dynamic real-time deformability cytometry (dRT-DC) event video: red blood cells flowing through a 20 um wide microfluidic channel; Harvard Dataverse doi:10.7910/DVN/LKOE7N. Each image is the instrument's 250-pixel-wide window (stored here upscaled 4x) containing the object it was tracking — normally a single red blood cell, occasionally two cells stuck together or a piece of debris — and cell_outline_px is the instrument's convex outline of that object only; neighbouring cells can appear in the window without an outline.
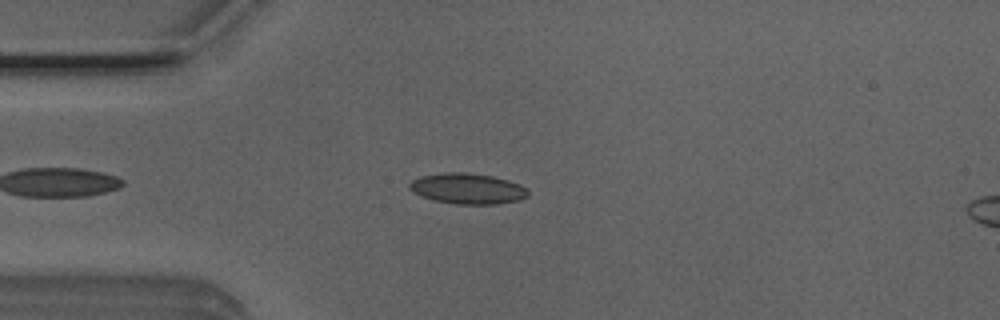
{"species": "Egyptian fruit bat (a non-hibernating species)", "species_latin": "Rousettus aegyptiacus", "temperature_condition": "room temperature", "stored_images_in_passage": 45, "camera_frame_rate_fps": 3000, "um_per_image_px": 0.085, "animal": {"sex": "male"}, "frame": {"image": 1, "passage_image": 7, "time_ms": 2.0, "image_size_px": [1000, 320], "cell_outline_px": [[528, 196], [520, 200], [496, 204], [456, 204], [436, 200], [420, 196], [412, 192], [408, 188], [408, 184], [412, 180], [420, 176], [444, 172], [468, 172], [492, 176], [508, 180], [520, 184], [528, 188]], "centroid_in_image_um": [39.74, 16.02], "position_along_channel_um": 45.3, "area_um2": 21.39}}
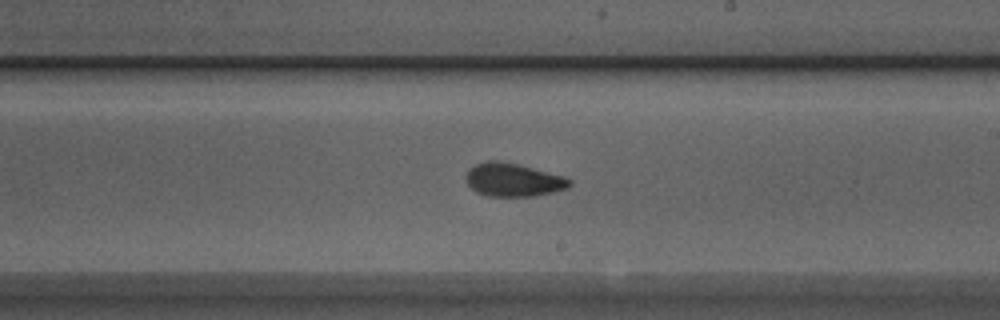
{"frame": {"image": 2, "passage_image": 23, "time_ms": 7.333, "image_size_px": [1000, 320], "cell_outline_px": [[572, 184], [568, 188], [536, 196], [488, 196], [476, 192], [464, 180], [464, 176], [468, 168], [484, 160], [500, 160], [564, 176], [572, 180]], "centroid_in_image_um": [43.58, 15.28], "position_along_channel_um": 245.4, "area_um2": 20.29}}
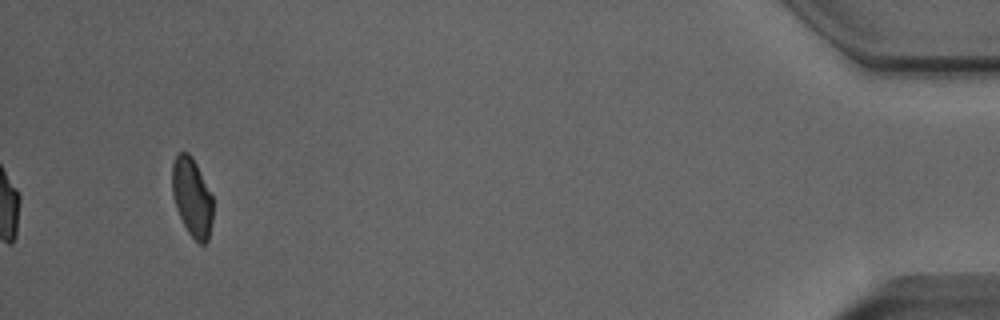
{"frame": {"image": 3, "passage_image": 42, "time_ms": 13.667, "image_size_px": [1000, 320], "cell_outline_px": [[212, 220], [208, 240], [204, 244], [200, 244], [188, 232], [176, 208], [172, 196], [172, 164], [176, 156], [180, 152], [188, 152], [192, 156], [212, 196]], "centroid_in_image_um": [16.31, 16.76], "position_along_channel_um": 418.9, "area_um2": 18.5}, "authors_computed_cell_mechanics": {"area_um2": 19.8832, "velocity_mm_per_s": 4.0304, "shape_relaxation_time_tau1_ms": 6.182, "shape_relaxation_time_tau2_ms": 1.2039, "deformation_change_tau1": 0.1587, "deformation_change_tau2": 0.0702}}